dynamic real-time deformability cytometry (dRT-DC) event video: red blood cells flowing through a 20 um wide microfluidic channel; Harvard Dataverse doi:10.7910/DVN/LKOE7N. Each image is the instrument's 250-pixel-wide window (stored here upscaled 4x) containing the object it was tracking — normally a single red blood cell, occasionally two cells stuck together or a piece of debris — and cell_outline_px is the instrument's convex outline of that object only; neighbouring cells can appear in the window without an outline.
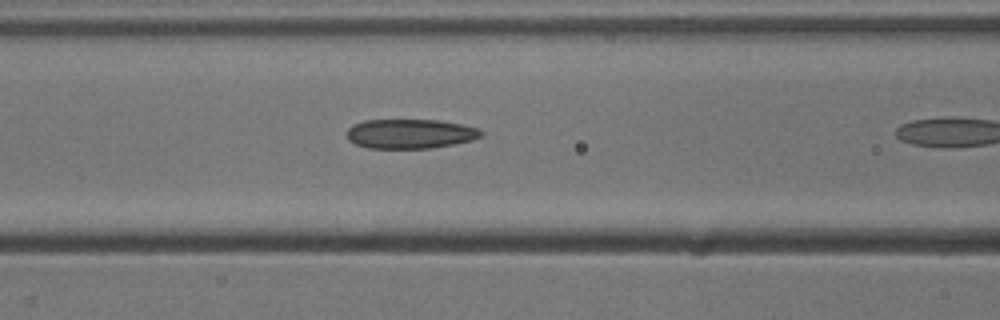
{"species": "common noctule bat (a hibernating species)", "species_latin": "Nyctalus noctula", "temperature_condition": "cold", "stored_images_in_passage": 6, "camera_frame_rate_fps": 3000, "um_per_image_px": 0.085, "animal": {"sex": "male", "body_mass_g": 13.3}, "frame": {"image": 1, "passage_image": 5, "time_ms": 1.333, "image_size_px": [1000, 320], "cell_outline_px": [[484, 132], [480, 136], [472, 140], [432, 148], [368, 148], [356, 144], [348, 140], [348, 128], [352, 124], [364, 120], [436, 120], [460, 124], [480, 128]], "centroid_in_image_um": [34.86, 11.37], "position_along_channel_um": 131.7, "area_um2": 23.0}}